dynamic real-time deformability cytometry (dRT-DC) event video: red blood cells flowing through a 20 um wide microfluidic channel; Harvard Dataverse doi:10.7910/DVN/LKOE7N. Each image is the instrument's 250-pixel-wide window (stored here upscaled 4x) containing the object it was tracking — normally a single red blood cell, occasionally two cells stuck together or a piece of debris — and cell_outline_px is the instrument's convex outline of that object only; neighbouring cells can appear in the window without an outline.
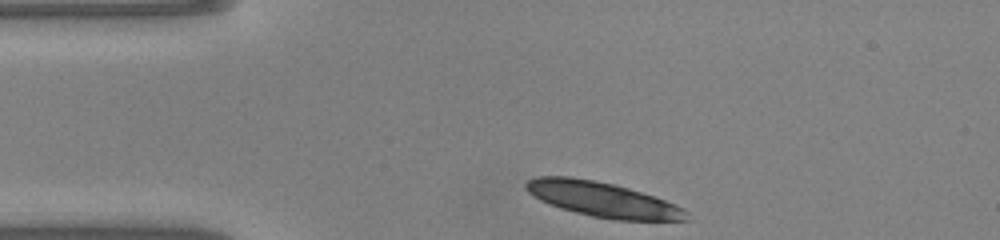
{"species": "common noctule bat (a hibernating species)", "species_latin": "Nyctalus noctula", "temperature_condition": "warm", "stored_images_in_passage": 40, "camera_frame_rate_fps": 3000, "um_per_image_px": 0.085, "animal": {"sex": "male", "body_mass_g": 20.0, "forearm_length_mm": 53.3}, "frame": {"image": 1, "passage_image": 1, "time_ms": 0.0, "image_size_px": [1000, 240], "cell_outline_px": [[692, 220], [612, 220], [592, 216], [560, 208], [540, 200], [528, 192], [524, 188], [524, 184], [528, 180], [536, 176], [568, 176], [616, 184], [664, 200], [688, 212]], "centroid_in_image_um": [51.18, 16.95], "position_along_channel_um": 33.8, "area_um2": 32.43}, "authors_computed_cell_mechanics": {"area_um2": 20.3167, "velocity_mm_per_s": 4.0856, "shape_relaxation_time_tau1_ms": 1.8099, "shape_relaxation_time_tau2_ms": 10.9328, "deformation_change_tau1": 0.1141, "deformation_change_tau2": 0.173}}